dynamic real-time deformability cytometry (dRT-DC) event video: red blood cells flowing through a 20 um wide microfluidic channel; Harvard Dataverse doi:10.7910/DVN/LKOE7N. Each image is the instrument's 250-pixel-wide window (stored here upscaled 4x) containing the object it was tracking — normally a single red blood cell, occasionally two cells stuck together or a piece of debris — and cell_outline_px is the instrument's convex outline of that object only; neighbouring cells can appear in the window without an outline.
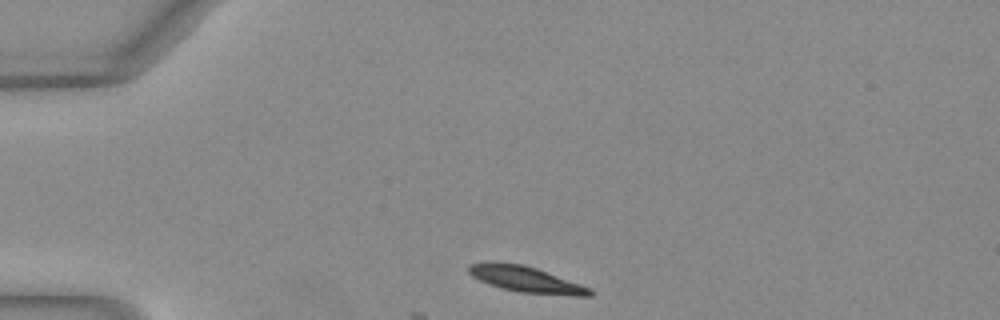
{"species": "Egyptian fruit bat (a non-hibernating species)", "species_latin": "Rousettus aegyptiacus", "temperature_condition": "warm", "stored_images_in_passage": 35, "camera_frame_rate_fps": 3000, "um_per_image_px": 0.085, "animal": {"sex": "female"}, "frame": {"image": 1, "passage_image": 1, "time_ms": 0.0, "image_size_px": [1000, 320], "cell_outline_px": [[592, 296], [576, 296], [516, 292], [500, 288], [488, 284], [472, 276], [468, 272], [468, 264], [488, 260], [496, 260], [524, 264], [536, 268], [592, 288]], "centroid_in_image_um": [44.65, 23.72], "position_along_channel_um": 40.4, "area_um2": 18.84}}
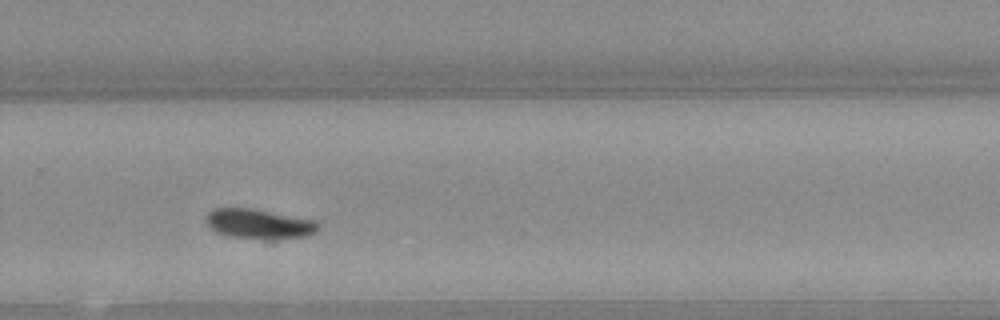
{"frame": {"image": 2, "passage_image": 24, "time_ms": 7.667, "image_size_px": [1000, 320], "cell_outline_px": [[320, 228], [316, 232], [308, 236], [272, 244], [264, 244], [228, 236], [216, 232], [208, 224], [208, 212], [212, 208], [256, 208], [316, 220], [320, 224]], "centroid_in_image_um": [22.14, 19.12], "position_along_channel_um": 307.7, "area_um2": 21.21}}
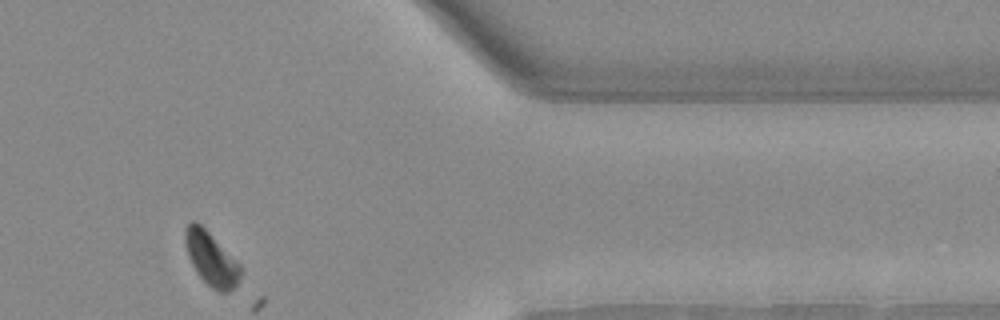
{"frame": {"image": 3, "passage_image": 32, "time_ms": 10.333, "image_size_px": [1000, 320], "cell_outline_px": [[240, 280], [228, 292], [220, 292], [212, 288], [196, 272], [188, 256], [184, 236], [184, 232], [188, 224], [192, 220], [196, 220], [240, 264]], "centroid_in_image_um": [17.93, 21.99], "position_along_channel_um": 393.5, "area_um2": 16.88}}